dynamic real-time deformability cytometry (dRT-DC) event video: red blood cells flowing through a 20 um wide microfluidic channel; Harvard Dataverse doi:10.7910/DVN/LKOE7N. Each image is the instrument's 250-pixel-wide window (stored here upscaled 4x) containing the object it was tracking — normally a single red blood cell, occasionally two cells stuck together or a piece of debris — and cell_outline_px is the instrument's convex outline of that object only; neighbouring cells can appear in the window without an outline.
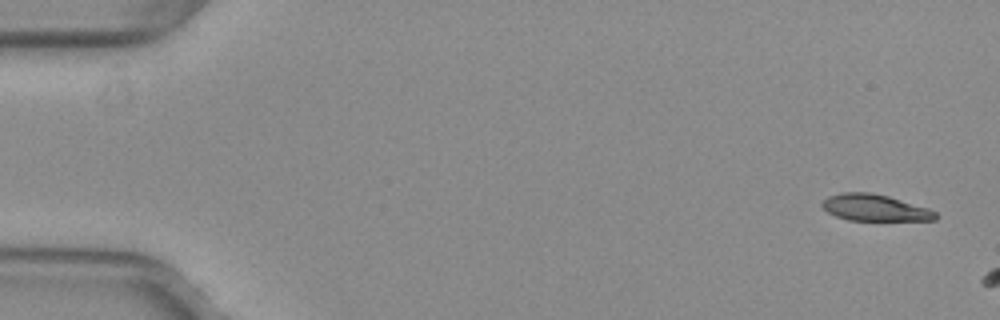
{"species": "common noctule bat (a hibernating species)", "species_latin": "Nyctalus noctula", "temperature_condition": "warm", "stored_images_in_passage": 3, "camera_frame_rate_fps": 3000, "um_per_image_px": 0.085, "animal": {"sex": "female", "body_mass_g": 29.2, "forearm_length_mm": 56.3}, "frame": {"image": 1, "passage_image": 1, "time_ms": 0.0, "image_size_px": [1000, 320], "cell_outline_px": [[940, 216], [936, 220], [848, 220], [836, 216], [828, 212], [820, 204], [828, 196], [840, 192], [872, 192], [888, 196], [928, 208], [936, 212]], "centroid_in_image_um": [74.36, 17.65], "position_along_channel_um": 10.6, "area_um2": 17.57}}